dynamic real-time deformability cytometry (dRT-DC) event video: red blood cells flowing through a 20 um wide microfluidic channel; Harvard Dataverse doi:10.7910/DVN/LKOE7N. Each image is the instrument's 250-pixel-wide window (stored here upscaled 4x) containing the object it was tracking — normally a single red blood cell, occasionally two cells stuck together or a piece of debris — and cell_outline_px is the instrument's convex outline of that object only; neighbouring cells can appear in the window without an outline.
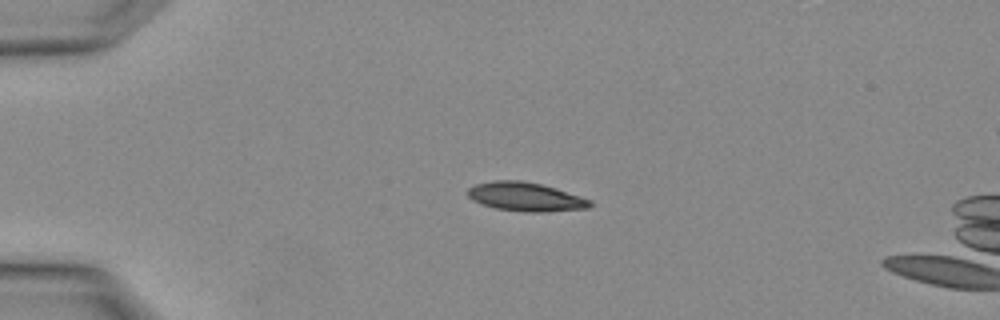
{"species": "Egyptian fruit bat (a non-hibernating species)", "species_latin": "Rousettus aegyptiacus", "temperature_condition": "warm", "stored_images_in_passage": 2, "camera_frame_rate_fps": 3000, "um_per_image_px": 0.085, "animal": {"sex": "female"}, "frame": {"image": 1, "passage_image": 1, "time_ms": 0.0, "image_size_px": [1000, 320], "cell_outline_px": [[592, 204], [588, 208], [548, 212], [524, 212], [496, 208], [472, 200], [468, 196], [468, 188], [476, 184], [492, 180], [520, 180], [540, 184], [556, 188], [592, 200]], "centroid_in_image_um": [44.69, 16.73], "position_along_channel_um": 40.3, "area_um2": 20.52}}